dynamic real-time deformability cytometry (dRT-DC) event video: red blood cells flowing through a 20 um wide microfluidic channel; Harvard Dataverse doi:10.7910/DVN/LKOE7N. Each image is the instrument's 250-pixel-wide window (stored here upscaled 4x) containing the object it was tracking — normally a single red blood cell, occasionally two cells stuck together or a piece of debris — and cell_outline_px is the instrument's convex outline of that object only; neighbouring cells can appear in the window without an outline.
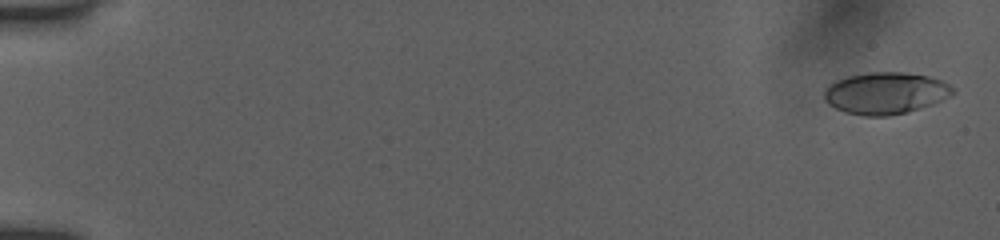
{"species": "human", "species_latin": "Homo sapiens", "temperature_condition": "room temperature", "stored_images_in_passage": 54, "camera_frame_rate_fps": 3000, "um_per_image_px": 0.085, "donor": {"sex": "female"}, "frame": {"image": 1, "passage_image": 2, "time_ms": 0.333, "image_size_px": [1000, 240], "cell_outline_px": [[956, 92], [952, 96], [936, 104], [908, 112], [888, 116], [864, 116], [844, 112], [828, 104], [824, 100], [824, 92], [828, 84], [836, 80], [848, 76], [868, 72], [900, 72], [928, 76], [940, 80], [948, 84]], "centroid_in_image_um": [75.28, 7.93], "position_along_channel_um": 9.7, "area_um2": 31.67}}
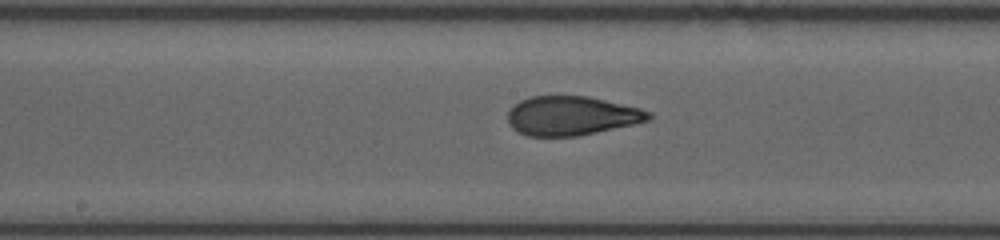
{"frame": {"image": 2, "passage_image": 30, "time_ms": 9.667, "image_size_px": [1000, 240], "cell_outline_px": [[652, 116], [648, 120], [636, 124], [576, 136], [528, 136], [512, 128], [508, 120], [508, 112], [520, 100], [532, 96], [588, 96], [640, 108], [652, 112]], "centroid_in_image_um": [48.61, 9.84], "position_along_channel_um": 199.6, "area_um2": 31.96}}
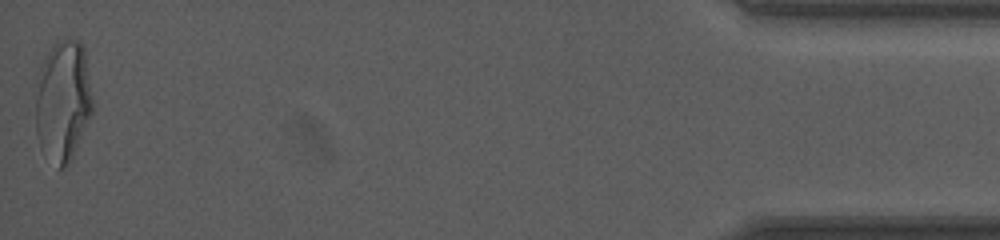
{"frame": {"image": 3, "passage_image": 54, "time_ms": 17.667, "image_size_px": [1000, 240], "cell_outline_px": [[92, 112], [72, 156], [68, 164], [64, 168], [60, 168], [40, 148], [36, 132], [36, 100], [40, 68], [44, 56], [52, 44], [56, 40], [80, 40], [84, 48], [92, 96]], "centroid_in_image_um": [5.34, 8.53], "position_along_channel_um": 429.9, "area_um2": 39.82}, "authors_computed_cell_mechanics": {"area_um2": 32.657, "velocity_mm_per_s": 3.9137, "shape_relaxation_time_tau1_ms": 5.6992, "shape_relaxation_time_tau2_ms": 1.0832, "deformation_change_tau1": 0.2317, "deformation_change_tau2": 0.0835}}